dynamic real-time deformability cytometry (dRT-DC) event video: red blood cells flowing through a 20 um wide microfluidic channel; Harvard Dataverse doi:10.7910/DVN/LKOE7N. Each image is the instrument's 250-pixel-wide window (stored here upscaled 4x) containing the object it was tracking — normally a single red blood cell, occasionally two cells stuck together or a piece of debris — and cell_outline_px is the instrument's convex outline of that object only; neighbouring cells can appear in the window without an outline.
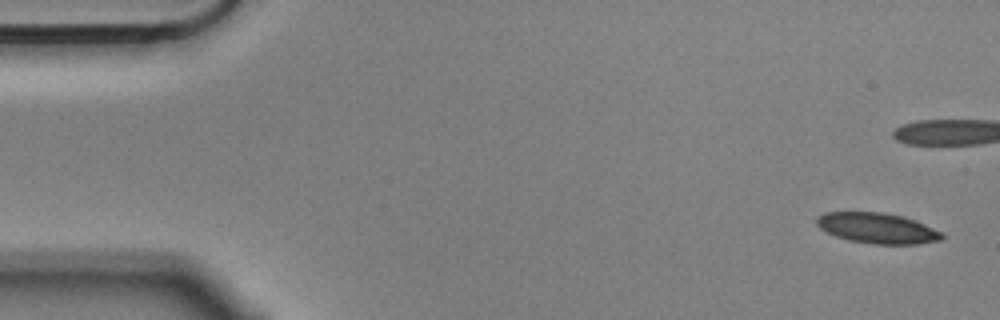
{"species": "Egyptian fruit bat (a non-hibernating species)", "species_latin": "Rousettus aegyptiacus", "temperature_condition": "cold", "stored_images_in_passage": 7, "camera_frame_rate_fps": 3000, "um_per_image_px": 0.085, "animal": {"sex": "male"}, "frame": {"image": 1, "passage_image": 1, "time_ms": 0.0, "image_size_px": [1000, 320], "cell_outline_px": [[944, 236], [940, 240], [916, 244], [876, 244], [848, 240], [836, 236], [820, 228], [816, 224], [816, 216], [824, 212], [880, 212], [900, 216], [924, 224], [944, 232]], "centroid_in_image_um": [74.55, 19.39], "position_along_channel_um": 10.4, "area_um2": 22.14}}
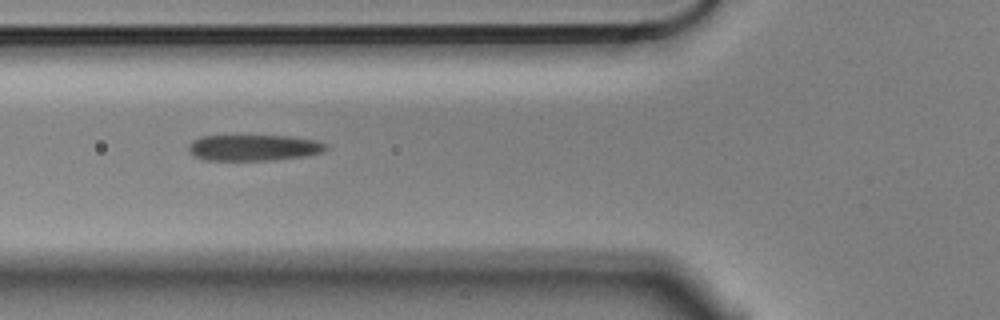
{"frame": {"image": 2, "passage_image": 6, "time_ms": 1.667, "image_size_px": [1000, 320], "cell_outline_px": [[328, 148], [324, 152], [308, 156], [272, 160], [204, 160], [188, 152], [188, 144], [192, 140], [200, 136], [288, 136], [316, 140], [328, 144]], "centroid_in_image_um": [21.59, 12.55], "position_along_channel_um": 104.2, "area_um2": 21.1}}
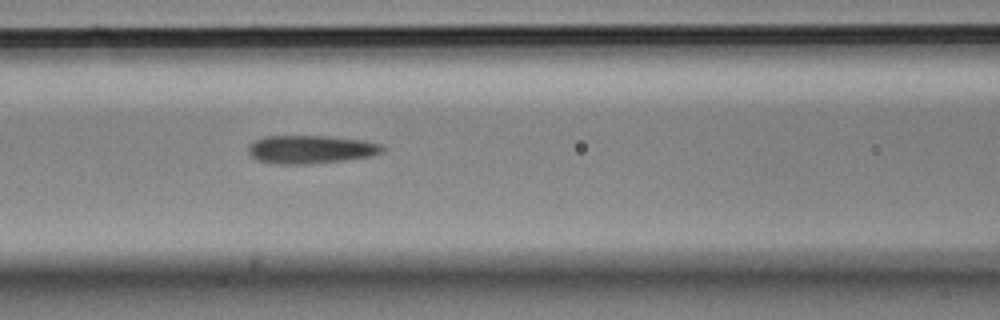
{"frame": {"image": 3, "passage_image": 7, "time_ms": 2.0, "image_size_px": [1000, 320], "cell_outline_px": [[384, 152], [368, 156], [344, 160], [304, 164], [280, 164], [256, 160], [248, 152], [248, 144], [264, 136], [328, 136], [364, 140], [380, 144], [384, 148]], "centroid_in_image_um": [26.39, 12.69], "position_along_channel_um": 140.2, "area_um2": 21.96}}